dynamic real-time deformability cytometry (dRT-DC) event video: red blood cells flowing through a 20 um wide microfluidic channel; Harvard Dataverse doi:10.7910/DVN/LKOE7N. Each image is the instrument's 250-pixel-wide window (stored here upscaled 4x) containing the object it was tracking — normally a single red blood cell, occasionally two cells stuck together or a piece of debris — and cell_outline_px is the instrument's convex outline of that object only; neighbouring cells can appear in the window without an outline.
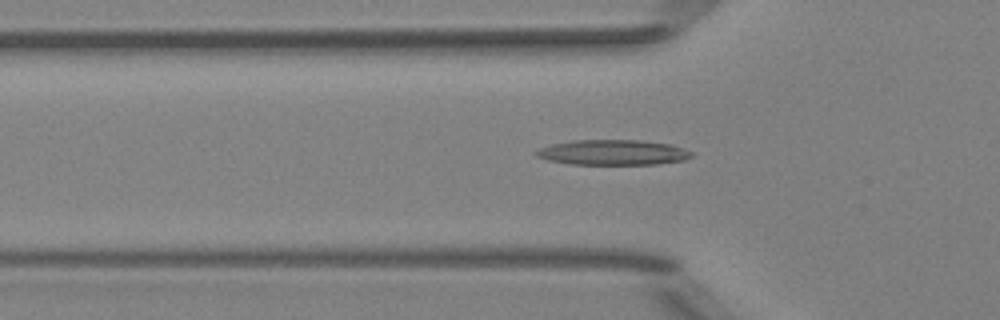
{"species": "Egyptian fruit bat (a non-hibernating species)", "species_latin": "Rousettus aegyptiacus", "temperature_condition": "room temperature", "stored_images_in_passage": 43, "camera_frame_rate_fps": 3000, "um_per_image_px": 0.085, "animal": {"sex": "female"}, "frame": {"image": 1, "passage_image": 12, "time_ms": 3.667, "image_size_px": [1000, 320], "cell_outline_px": [[692, 156], [684, 160], [656, 164], [572, 164], [548, 160], [536, 156], [532, 152], [540, 148], [552, 144], [572, 140], [640, 140], [672, 144], [692, 152]], "centroid_in_image_um": [52.08, 12.95], "position_along_channel_um": 73.7, "area_um2": 22.83}}
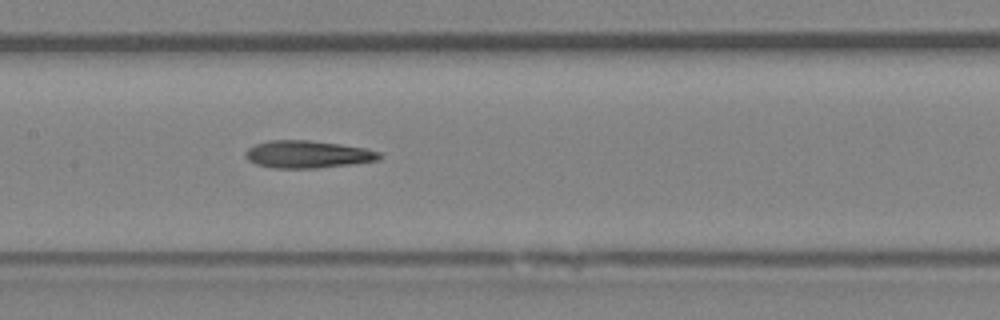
{"frame": {"image": 2, "passage_image": 20, "time_ms": 6.333, "image_size_px": [1000, 320], "cell_outline_px": [[384, 156], [380, 160], [316, 168], [276, 168], [256, 164], [248, 160], [244, 156], [244, 152], [248, 148], [256, 144], [268, 140], [308, 140], [340, 144], [368, 148], [380, 152]], "centroid_in_image_um": [26.16, 13.11], "position_along_channel_um": 181.2, "area_um2": 21.5}}
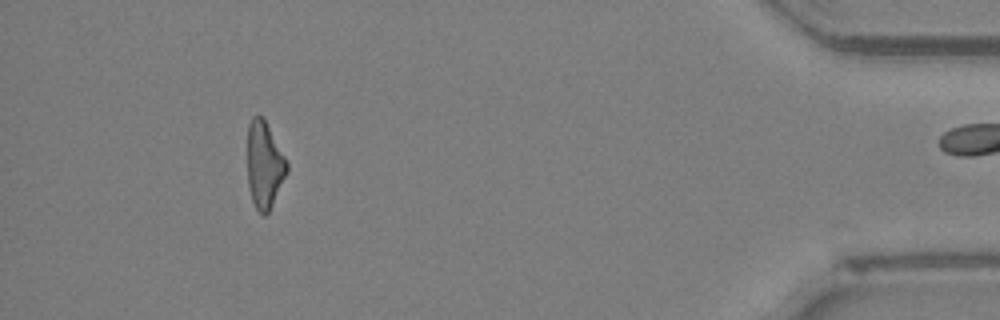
{"frame": {"image": 3, "passage_image": 42, "time_ms": 13.667, "image_size_px": [1000, 320], "cell_outline_px": [[288, 172], [268, 212], [264, 216], [256, 208], [252, 200], [248, 184], [248, 124], [252, 116], [256, 112], [264, 116], [288, 164]], "centroid_in_image_um": [22.46, 13.94], "position_along_channel_um": 412.7, "area_um2": 20.0}, "authors_computed_cell_mechanics": {"area_um2": 21.5016, "velocity_mm_per_s": 4.0311, "shape_relaxation_time_tau1_ms": 9.6809, "shape_relaxation_time_tau2_ms": 5.0056, "deformation_change_tau1": 0.2527, "deformation_change_tau2": 0.1765}}